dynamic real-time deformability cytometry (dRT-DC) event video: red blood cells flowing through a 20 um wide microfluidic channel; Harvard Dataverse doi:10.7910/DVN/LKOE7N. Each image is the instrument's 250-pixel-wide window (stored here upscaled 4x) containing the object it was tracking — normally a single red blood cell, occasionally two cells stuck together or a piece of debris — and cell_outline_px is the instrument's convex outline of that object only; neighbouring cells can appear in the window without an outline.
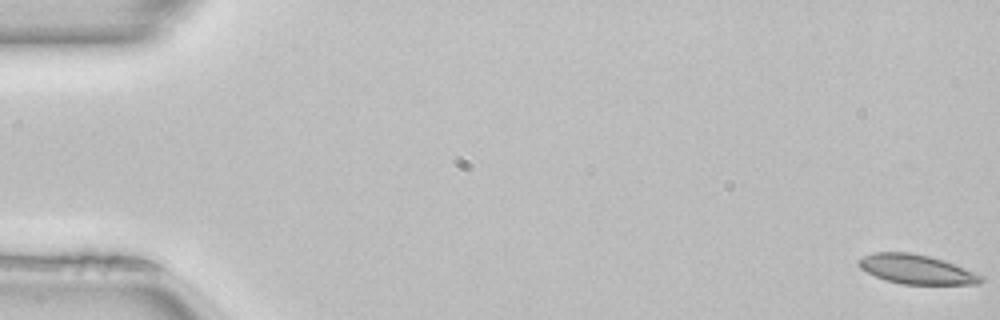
{"species": "common noctule bat (a hibernating species)", "species_latin": "Nyctalus noctula", "temperature_condition": "room temperature", "stored_images_in_passage": 51, "camera_frame_rate_fps": 3000, "um_per_image_px": 0.085, "animal": {"sex": "female", "body_mass_g": 22.7, "forearm_length_mm": 54.2}, "frame": {"image": 1, "passage_image": 1, "time_ms": 0.0, "image_size_px": [1000, 320], "cell_outline_px": [[984, 280], [980, 284], [900, 284], [884, 280], [860, 268], [856, 260], [864, 256], [876, 252], [912, 252], [944, 260], [984, 276]], "centroid_in_image_um": [77.9, 22.89], "position_along_channel_um": 7.1, "area_um2": 20.92}}
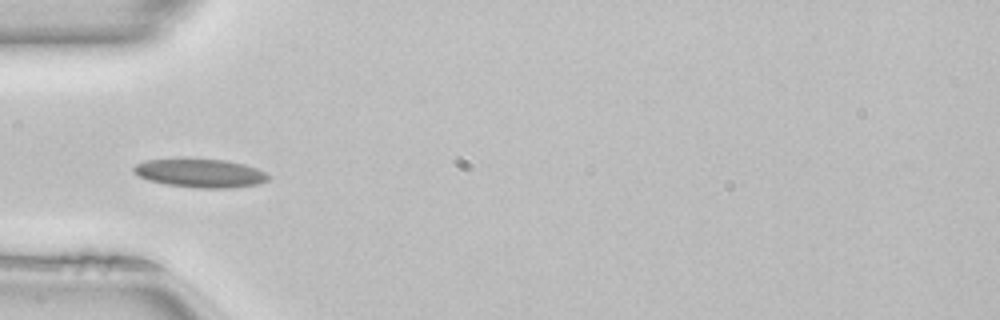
{"frame": {"image": 2, "passage_image": 17, "time_ms": 5.333, "image_size_px": [1000, 320], "cell_outline_px": [[272, 176], [268, 180], [256, 184], [232, 188], [196, 188], [164, 184], [148, 180], [132, 172], [132, 168], [136, 164], [144, 160], [180, 156], [188, 156], [224, 160], [244, 164], [256, 168]], "centroid_in_image_um": [16.95, 14.67], "position_along_channel_um": 68.1, "area_um2": 23.41}}
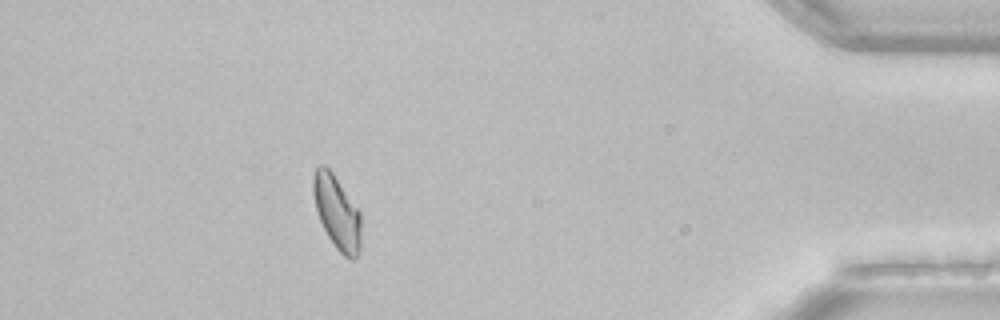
{"frame": {"image": 3, "passage_image": 46, "time_ms": 15.0, "image_size_px": [1000, 320], "cell_outline_px": [[360, 252], [356, 260], [348, 260], [336, 248], [328, 236], [320, 220], [316, 208], [312, 192], [312, 176], [316, 168], [320, 164], [324, 164], [332, 172], [360, 212]], "centroid_in_image_um": [28.63, 18.07], "position_along_channel_um": 406.6, "area_um2": 20.52}, "authors_computed_cell_mechanics": {"area_um2": 20.808, "velocity_mm_per_s": 4.0429, "shape_relaxation_time_tau1_ms": null, "shape_relaxation_time_tau2_ms": 4.7854, "deformation_change_tau1": null, "deformation_change_tau2": 0.0803}}